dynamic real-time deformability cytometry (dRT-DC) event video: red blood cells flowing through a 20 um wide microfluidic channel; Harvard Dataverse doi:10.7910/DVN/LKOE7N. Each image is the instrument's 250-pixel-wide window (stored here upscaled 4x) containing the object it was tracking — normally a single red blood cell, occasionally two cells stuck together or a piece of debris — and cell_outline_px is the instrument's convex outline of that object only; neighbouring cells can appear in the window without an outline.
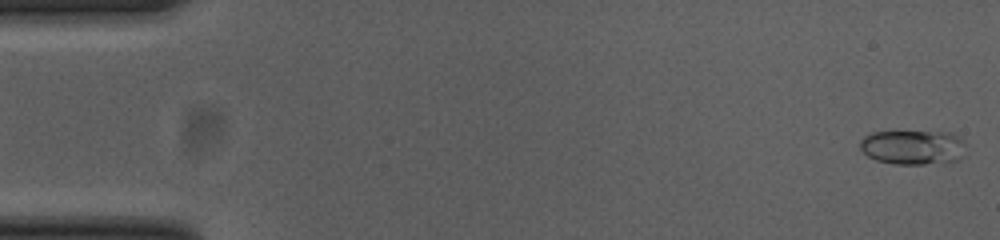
{"species": "common noctule bat (a hibernating species)", "species_latin": "Nyctalus noctula", "temperature_condition": "cold", "stored_images_in_passage": 54, "camera_frame_rate_fps": 3000, "um_per_image_px": 0.085, "animal": {"sex": "female", "body_mass_g": 23.0, "forearm_length_mm": 53.4}, "frame": {"image": 1, "passage_image": 1, "time_ms": 0.0, "image_size_px": [1000, 240], "cell_outline_px": [[968, 144], [964, 156], [960, 160], [924, 164], [896, 164], [876, 160], [868, 156], [860, 148], [860, 140], [864, 136], [872, 132], [952, 132], [964, 140]], "centroid_in_image_um": [77.67, 12.51], "position_along_channel_um": 7.3, "area_um2": 21.62}}
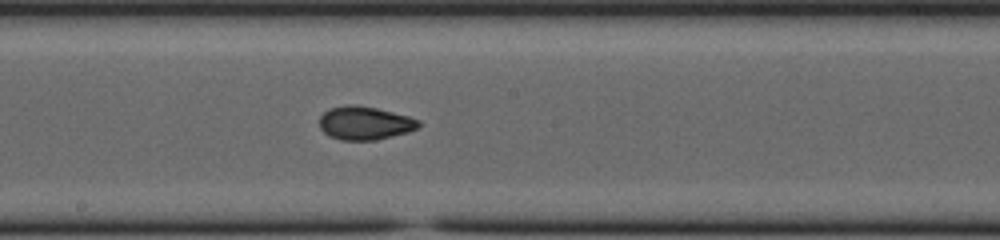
{"frame": {"image": 2, "passage_image": 29, "time_ms": 9.333, "image_size_px": [1000, 240], "cell_outline_px": [[420, 124], [416, 128], [408, 132], [376, 140], [340, 140], [328, 136], [320, 128], [320, 116], [328, 108], [348, 104], [356, 104], [376, 108], [408, 116], [420, 120]], "centroid_in_image_um": [30.97, 10.45], "position_along_channel_um": 217.2, "area_um2": 19.36}}
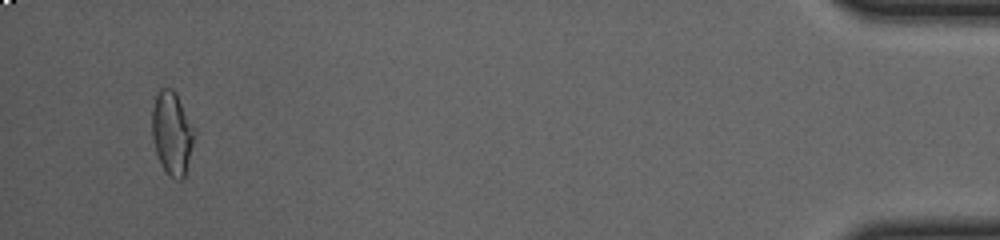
{"frame": {"image": 3, "passage_image": 52, "time_ms": 17.0, "image_size_px": [1000, 240], "cell_outline_px": [[196, 132], [184, 176], [180, 180], [176, 180], [168, 176], [156, 152], [152, 136], [152, 108], [156, 96], [160, 88], [172, 88], [176, 92]], "centroid_in_image_um": [14.62, 11.29], "position_along_channel_um": 420.6, "area_um2": 20.35}, "authors_computed_cell_mechanics": {"area_um2": 19.3052, "velocity_mm_per_s": 3.714, "shape_relaxation_time_tau1_ms": null, "shape_relaxation_time_tau2_ms": 1.0163, "deformation_change_tau1": null, "deformation_change_tau2": 0.0521}}